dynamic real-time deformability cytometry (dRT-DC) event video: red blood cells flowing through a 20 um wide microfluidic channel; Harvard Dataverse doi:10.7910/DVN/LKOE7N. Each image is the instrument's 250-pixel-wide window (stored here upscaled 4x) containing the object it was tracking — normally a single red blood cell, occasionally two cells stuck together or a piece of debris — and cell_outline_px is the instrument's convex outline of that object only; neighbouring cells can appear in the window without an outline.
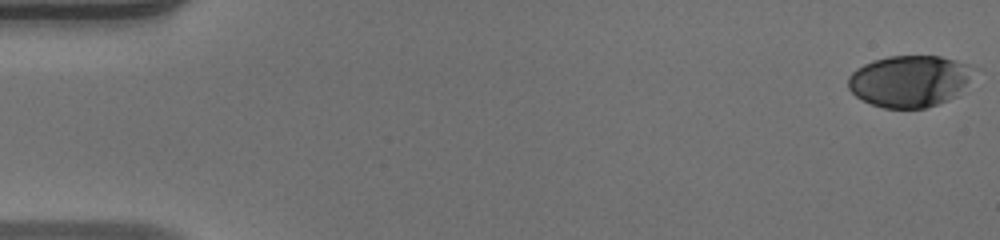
{"species": "human", "species_latin": "Homo sapiens", "temperature_condition": "warm", "stored_images_in_passage": 52, "camera_frame_rate_fps": 3000, "um_per_image_px": 0.085, "donor": {"sex": "male"}, "frame": {"image": 1, "passage_image": 1, "time_ms": 0.0, "image_size_px": [1000, 240], "cell_outline_px": [[980, 68], [956, 96], [948, 100], [924, 108], [884, 108], [872, 104], [856, 96], [848, 88], [848, 76], [856, 68], [872, 60], [888, 56], [940, 56], [968, 64]], "centroid_in_image_um": [77.34, 6.87], "position_along_channel_um": 7.7, "area_um2": 38.03}}
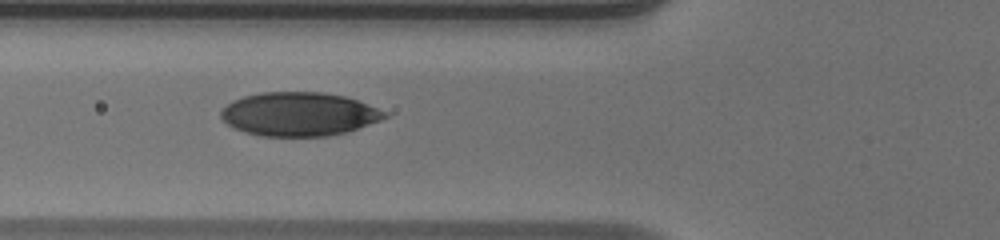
{"frame": {"image": 2, "passage_image": 20, "time_ms": 6.333, "image_size_px": [1000, 240], "cell_outline_px": [[388, 116], [380, 120], [348, 132], [328, 136], [260, 136], [244, 132], [228, 124], [220, 116], [220, 112], [232, 100], [244, 96], [260, 92], [324, 92], [344, 96], [356, 100], [388, 112]], "centroid_in_image_um": [25.42, 9.7], "position_along_channel_um": 100.4, "area_um2": 41.67}}
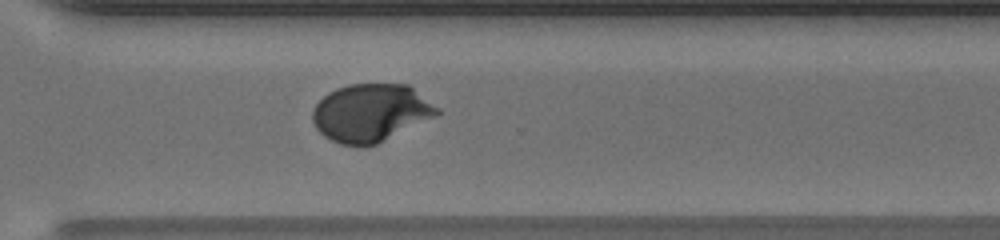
{"frame": {"image": 3, "passage_image": 38, "time_ms": 12.333, "image_size_px": [1000, 240], "cell_outline_px": [[440, 112], [436, 116], [376, 144], [360, 148], [340, 144], [324, 136], [316, 128], [312, 120], [312, 112], [316, 104], [328, 92], [336, 88], [348, 84], [408, 84], [440, 108]], "centroid_in_image_um": [31.5, 9.59], "position_along_channel_um": 339.1, "area_um2": 42.14}, "authors_computed_cell_mechanics": {"area_um2": 39.304, "velocity_mm_per_s": 3.9775, "shape_relaxation_time_tau1_ms": 4.8314, "shape_relaxation_time_tau2_ms": null, "deformation_change_tau1": 0.2114, "deformation_change_tau2": null}}